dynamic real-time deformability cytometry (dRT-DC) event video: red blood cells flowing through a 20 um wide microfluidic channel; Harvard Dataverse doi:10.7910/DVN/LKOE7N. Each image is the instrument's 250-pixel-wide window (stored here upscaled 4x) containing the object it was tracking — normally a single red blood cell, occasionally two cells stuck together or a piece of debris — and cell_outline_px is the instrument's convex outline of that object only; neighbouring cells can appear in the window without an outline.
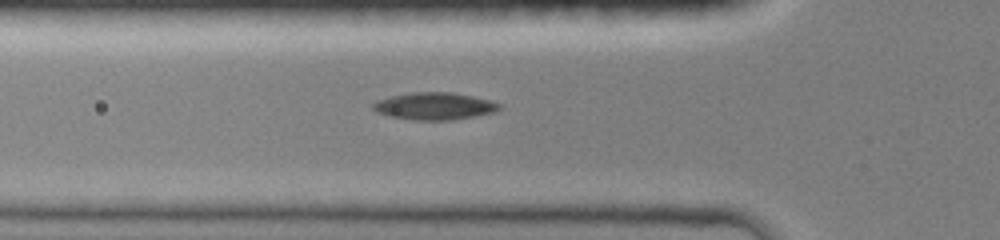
{"species": "common noctule bat (a hibernating species)", "species_latin": "Nyctalus noctula", "temperature_condition": "room temperature", "stored_images_in_passage": 40, "camera_frame_rate_fps": 3000, "um_per_image_px": 0.085, "animal": {"sex": "female", "body_mass_g": 19.0, "forearm_length_mm": 51.5}, "frame": {"image": 1, "passage_image": 2, "time_ms": 0.333, "image_size_px": [1000, 240], "cell_outline_px": [[500, 108], [492, 112], [452, 120], [416, 120], [388, 116], [372, 108], [372, 104], [376, 100], [392, 96], [412, 92], [452, 92], [472, 96], [488, 100], [500, 104]], "centroid_in_image_um": [36.89, 9.01], "position_along_channel_um": 88.9, "area_um2": 19.71}}
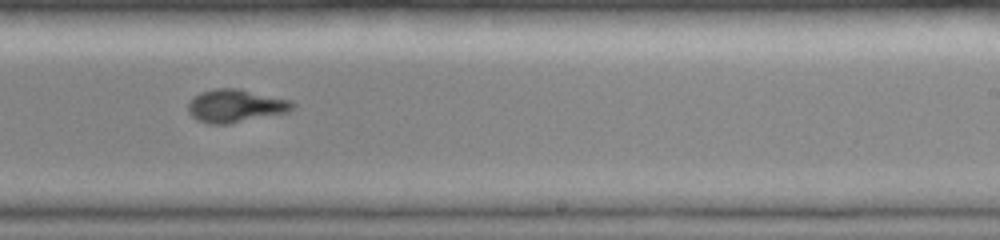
{"frame": {"image": 2, "passage_image": 19, "time_ms": 4.667, "image_size_px": [1000, 240], "cell_outline_px": [[296, 104], [288, 112], [228, 124], [208, 124], [196, 120], [188, 112], [188, 104], [200, 92], [212, 88], [236, 88], [292, 100]], "centroid_in_image_um": [20.01, 9.0], "position_along_channel_um": 269.0, "area_um2": 20.06}}
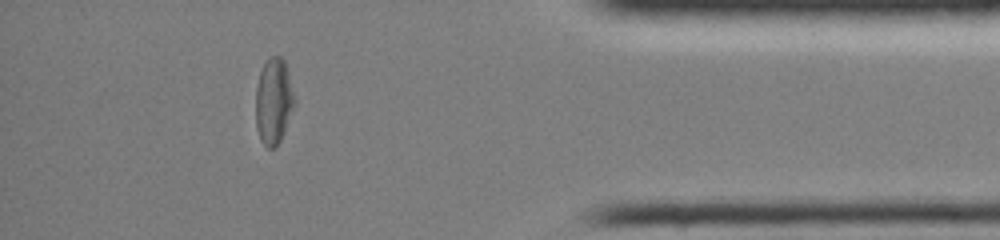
{"frame": {"image": 3, "passage_image": 36, "time_ms": 8.667, "image_size_px": [1000, 240], "cell_outline_px": [[296, 104], [284, 132], [276, 148], [268, 148], [260, 140], [256, 124], [256, 88], [260, 72], [268, 56], [280, 56], [284, 60], [288, 72], [296, 100]], "centroid_in_image_um": [23.27, 8.6], "position_along_channel_um": 411.9, "area_um2": 19.59}}